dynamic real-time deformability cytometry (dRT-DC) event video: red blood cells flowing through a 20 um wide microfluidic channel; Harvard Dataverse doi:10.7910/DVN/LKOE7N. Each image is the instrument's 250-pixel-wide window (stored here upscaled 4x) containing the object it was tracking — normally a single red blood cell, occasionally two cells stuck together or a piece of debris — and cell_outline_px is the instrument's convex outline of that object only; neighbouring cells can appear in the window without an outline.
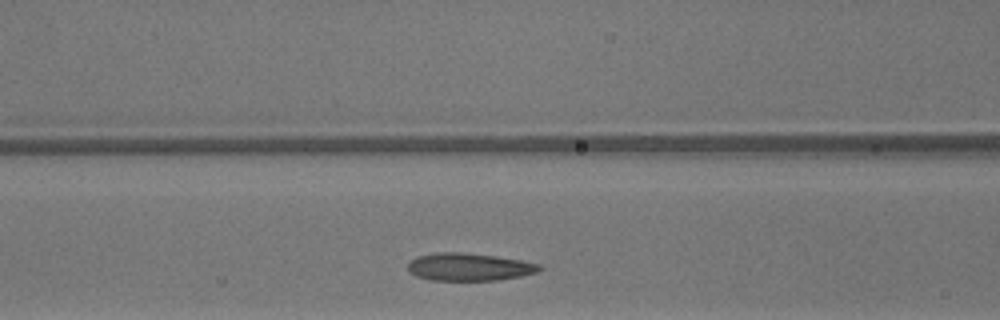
{"species": "common noctule bat (a hibernating species)", "species_latin": "Nyctalus noctula", "temperature_condition": "warm", "stored_images_in_passage": 24, "camera_frame_rate_fps": 3000, "um_per_image_px": 0.085, "animal": {"sex": "male", "body_mass_g": 13.3}, "frame": {"image": 1, "passage_image": 7, "time_ms": 2.0, "image_size_px": [1000, 320], "cell_outline_px": [[540, 268], [536, 272], [520, 276], [496, 280], [432, 280], [416, 276], [408, 272], [408, 264], [416, 256], [436, 252], [464, 252], [496, 256], [520, 260], [540, 264]], "centroid_in_image_um": [39.82, 22.68], "position_along_channel_um": 126.8, "area_um2": 21.1}}
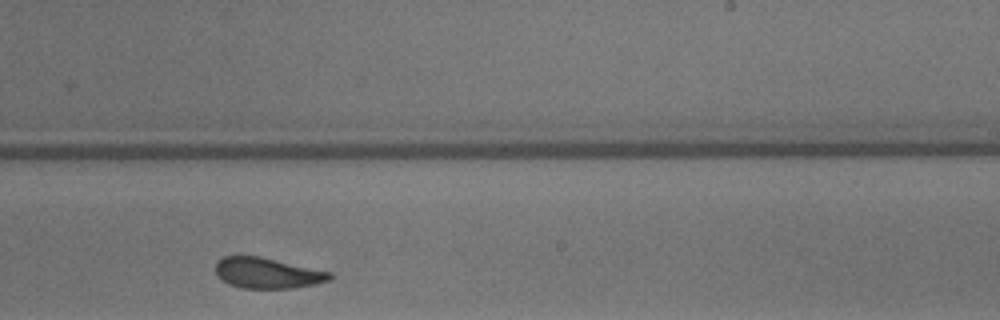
{"frame": {"image": 2, "passage_image": 17, "time_ms": 5.333, "image_size_px": [1000, 320], "cell_outline_px": [[332, 280], [316, 284], [292, 288], [240, 288], [228, 284], [216, 276], [216, 264], [224, 256], [260, 256], [332, 272]], "centroid_in_image_um": [22.74, 23.21], "position_along_channel_um": 266.3, "area_um2": 20.52}}
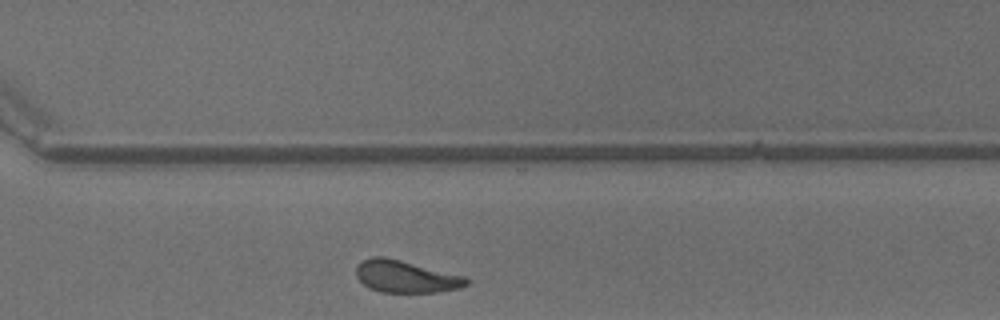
{"frame": {"image": 3, "passage_image": 22, "time_ms": 7.0, "image_size_px": [1000, 320], "cell_outline_px": [[468, 284], [460, 288], [440, 292], [380, 292], [368, 288], [356, 276], [356, 264], [372, 256], [384, 256], [464, 276], [468, 280]], "centroid_in_image_um": [34.46, 23.51], "position_along_channel_um": 336.1, "area_um2": 20.58}}